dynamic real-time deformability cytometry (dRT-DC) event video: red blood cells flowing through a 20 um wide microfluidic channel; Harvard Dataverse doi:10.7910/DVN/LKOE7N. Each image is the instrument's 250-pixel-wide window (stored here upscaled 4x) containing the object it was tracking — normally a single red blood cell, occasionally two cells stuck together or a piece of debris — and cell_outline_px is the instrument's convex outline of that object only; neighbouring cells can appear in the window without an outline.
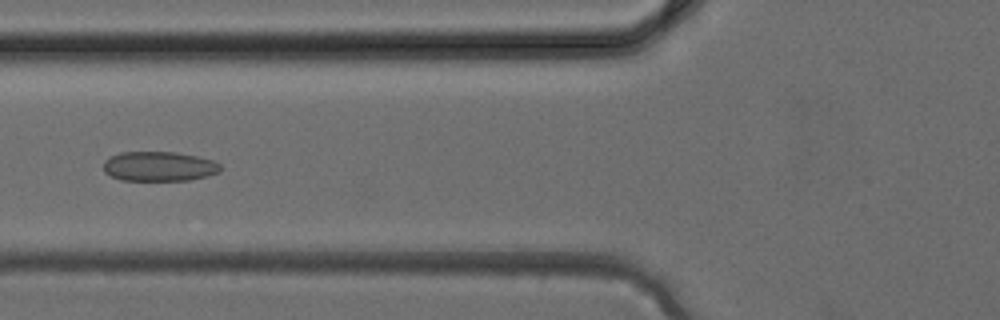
{"species": "common noctule bat (a hibernating species)", "species_latin": "Nyctalus noctula", "temperature_condition": "cold", "stored_images_in_passage": 38, "camera_frame_rate_fps": 3000, "um_per_image_px": 0.085, "animal": {"sex": "female", "body_mass_g": 24.6, "forearm_length_mm": 56.2}, "frame": {"image": 1, "passage_image": 15, "time_ms": 4.667, "image_size_px": [1000, 320], "cell_outline_px": [[220, 172], [188, 180], [120, 180], [104, 172], [104, 160], [120, 152], [176, 152], [196, 156], [212, 160], [220, 164]], "centroid_in_image_um": [13.5, 14.13], "position_along_channel_um": 112.3, "area_um2": 20.06}}
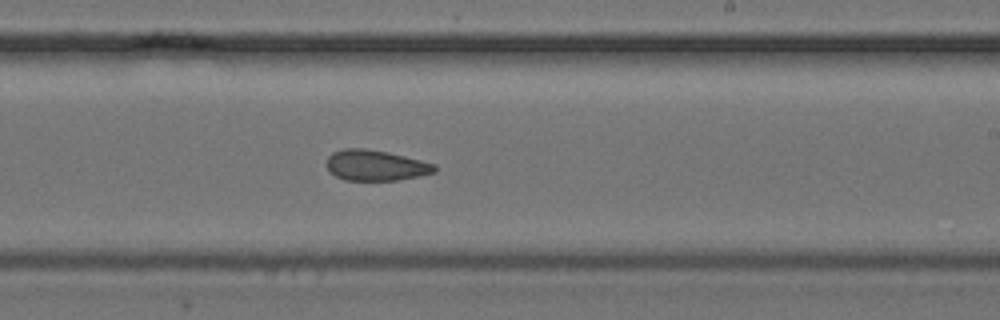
{"frame": {"image": 2, "passage_image": 23, "time_ms": 7.333, "image_size_px": [1000, 320], "cell_outline_px": [[436, 172], [420, 176], [396, 180], [344, 180], [336, 176], [324, 164], [328, 156], [332, 152], [344, 148], [364, 148], [388, 152], [436, 164]], "centroid_in_image_um": [31.91, 14.05], "position_along_channel_um": 257.1, "area_um2": 19.36}}
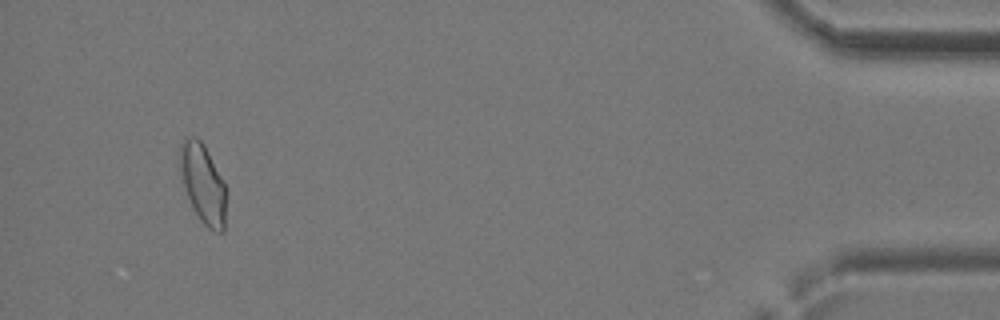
{"frame": {"image": 3, "passage_image": 36, "time_ms": 11.667, "image_size_px": [1000, 320], "cell_outline_px": [[224, 232], [216, 232], [208, 228], [200, 220], [192, 208], [184, 184], [180, 168], [180, 144], [184, 136], [196, 136], [204, 144], [224, 184]], "centroid_in_image_um": [17.22, 15.58], "position_along_channel_um": 418.0, "area_um2": 20.81}}